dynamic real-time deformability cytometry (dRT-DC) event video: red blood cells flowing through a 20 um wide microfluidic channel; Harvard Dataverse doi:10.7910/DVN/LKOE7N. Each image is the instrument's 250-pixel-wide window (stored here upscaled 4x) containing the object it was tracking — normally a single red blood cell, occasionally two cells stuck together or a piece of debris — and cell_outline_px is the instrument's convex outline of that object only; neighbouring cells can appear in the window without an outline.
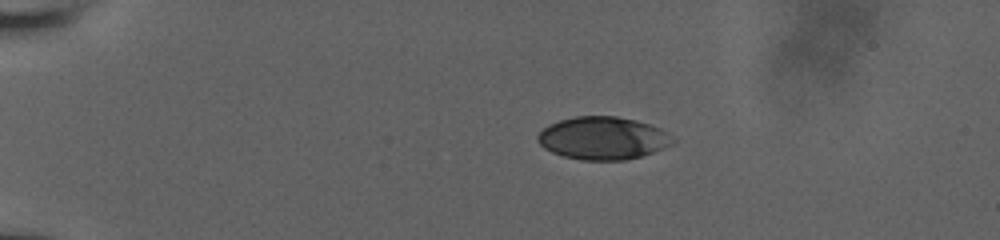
{"species": "human", "species_latin": "Homo sapiens", "temperature_condition": "room temperature", "stored_images_in_passage": 44, "camera_frame_rate_fps": 3000, "um_per_image_px": 0.085, "donor": {"sex": "male"}, "frame": {"image": 1, "passage_image": 1, "time_ms": 0.0, "image_size_px": [1000, 240], "cell_outline_px": [[676, 140], [672, 144], [652, 152], [640, 156], [624, 160], [580, 160], [564, 156], [552, 152], [544, 148], [536, 140], [536, 136], [548, 124], [560, 120], [576, 116], [616, 116], [636, 120], [660, 128], [668, 132]], "centroid_in_image_um": [51.23, 11.74], "position_along_channel_um": 33.8, "area_um2": 33.64}}
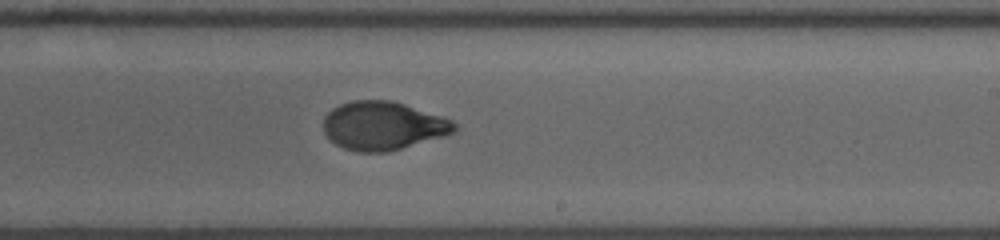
{"frame": {"image": 2, "passage_image": 24, "time_ms": 7.667, "image_size_px": [1000, 240], "cell_outline_px": [[456, 132], [444, 136], [388, 152], [356, 152], [344, 148], [336, 144], [324, 132], [324, 116], [332, 108], [340, 104], [352, 100], [392, 100], [452, 120], [456, 124]], "centroid_in_image_um": [32.55, 10.69], "position_along_channel_um": 256.5, "area_um2": 36.88}}
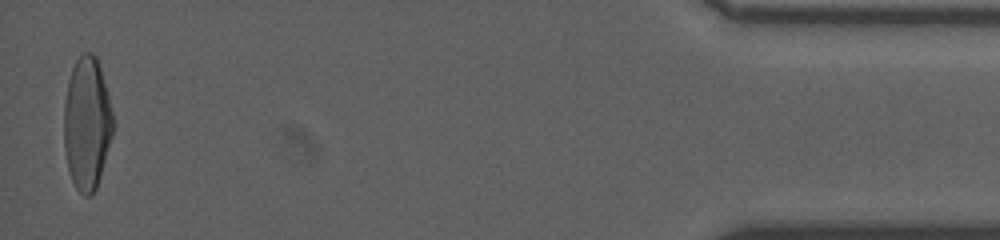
{"frame": {"image": 3, "passage_image": 43, "time_ms": 14.0, "image_size_px": [1000, 240], "cell_outline_px": [[116, 124], [100, 176], [96, 188], [92, 196], [84, 196], [76, 188], [68, 172], [64, 148], [64, 104], [68, 80], [72, 68], [76, 60], [84, 52], [92, 52], [96, 56], [100, 68]], "centroid_in_image_um": [7.39, 10.51], "position_along_channel_um": 427.8, "area_um2": 38.26}, "authors_computed_cell_mechanics": {"area_um2": 37.1365, "velocity_mm_per_s": 3.9408, "shape_relaxation_time_tau1_ms": 4.7037, "shape_relaxation_time_tau2_ms": 1.0945, "deformation_change_tau1": 0.1959, "deformation_change_tau2": 0.0543}}